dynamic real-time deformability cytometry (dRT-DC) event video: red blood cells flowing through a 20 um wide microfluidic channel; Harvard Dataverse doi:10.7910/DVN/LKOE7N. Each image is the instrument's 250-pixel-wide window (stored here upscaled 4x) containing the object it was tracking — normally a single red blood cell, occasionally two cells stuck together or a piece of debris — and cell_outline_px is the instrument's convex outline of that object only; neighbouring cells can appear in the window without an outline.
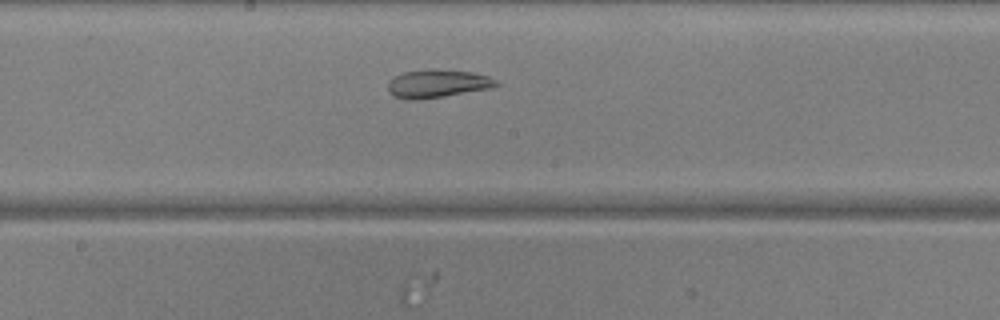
{"species": "common noctule bat (a hibernating species)", "species_latin": "Nyctalus noctula", "temperature_condition": "warm", "stored_images_in_passage": 36, "camera_frame_rate_fps": 3000, "um_per_image_px": 0.085, "animal": {"sex": "male", "body_mass_g": 20.5, "forearm_length_mm": 52.5}, "frame": {"image": 1, "passage_image": 20, "time_ms": 6.333, "image_size_px": [1000, 320], "cell_outline_px": [[500, 84], [492, 88], [420, 100], [408, 100], [392, 96], [388, 92], [388, 80], [404, 72], [428, 68], [436, 68], [472, 72], [488, 76], [496, 80]], "centroid_in_image_um": [37.16, 7.1], "position_along_channel_um": 211.0, "area_um2": 18.09}}
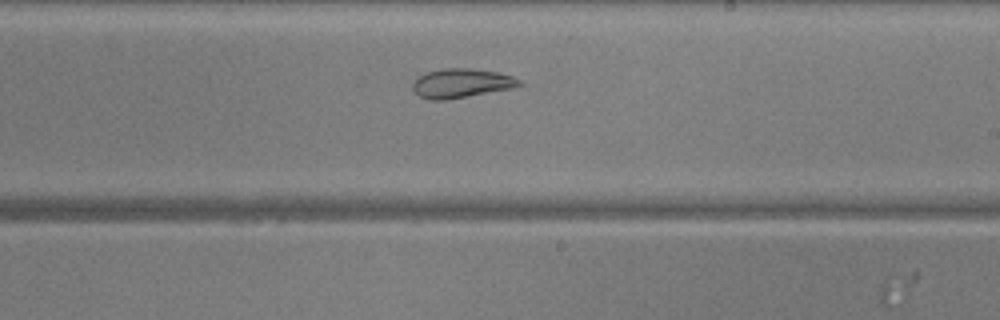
{"frame": {"image": 2, "passage_image": 23, "time_ms": 7.333, "image_size_px": [1000, 320], "cell_outline_px": [[524, 84], [512, 88], [444, 100], [432, 100], [420, 96], [412, 88], [412, 84], [420, 76], [428, 72], [444, 68], [468, 68], [500, 72], [512, 76], [520, 80]], "centroid_in_image_um": [39.25, 7.06], "position_along_channel_um": 249.8, "area_um2": 17.86}}
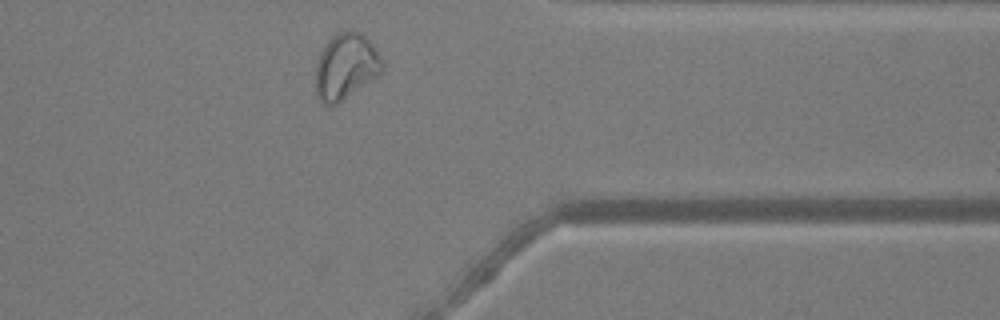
{"frame": {"image": 3, "passage_image": 34, "time_ms": 11.0, "image_size_px": [1000, 320], "cell_outline_px": [[384, 68], [376, 76], [332, 108], [328, 108], [316, 96], [316, 64], [320, 52], [328, 40], [336, 32], [344, 28], [352, 28], [360, 32], [376, 48], [384, 64]], "centroid_in_image_um": [29.37, 5.63], "position_along_channel_um": 382.0, "area_um2": 26.01}, "authors_computed_cell_mechanics": {"area_um2": 18.8717, "velocity_mm_per_s": 3.8904, "shape_relaxation_time_tau1_ms": null, "shape_relaxation_time_tau2_ms": 2.1141, "deformation_change_tau1": null, "deformation_change_tau2": 0.0694}}